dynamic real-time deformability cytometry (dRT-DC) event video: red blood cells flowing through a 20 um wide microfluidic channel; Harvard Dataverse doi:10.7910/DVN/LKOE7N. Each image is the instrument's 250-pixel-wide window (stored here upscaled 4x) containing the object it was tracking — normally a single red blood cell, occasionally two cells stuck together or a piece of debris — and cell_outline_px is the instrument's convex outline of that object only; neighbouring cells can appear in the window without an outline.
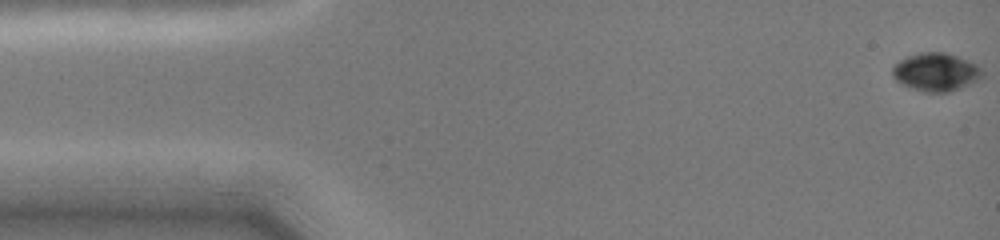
{"species": "common noctule bat (a hibernating species)", "species_latin": "Nyctalus noctula", "temperature_condition": "cold", "stored_images_in_passage": 19, "camera_frame_rate_fps": 3000, "um_per_image_px": 0.085, "animal": {"sex": "female", "body_mass_g": 19.0, "forearm_length_mm": 51.5}, "frame": {"image": 1, "passage_image": 1, "time_ms": 0.0, "image_size_px": [1000, 240], "cell_outline_px": [[984, 76], [960, 88], [948, 92], [924, 92], [900, 84], [892, 76], [892, 68], [900, 60], [908, 56], [920, 52], [944, 52], [956, 56], [976, 64], [984, 72]], "centroid_in_image_um": [79.53, 6.12], "position_along_channel_um": 5.5, "area_um2": 19.83}}
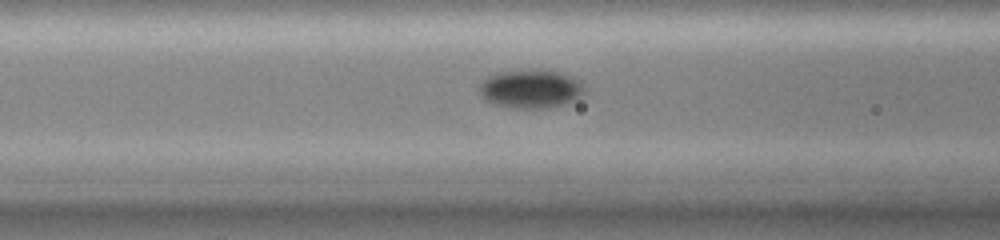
{"frame": {"image": 2, "passage_image": 14, "time_ms": 6.0, "image_size_px": [1000, 240], "cell_outline_px": [[588, 88], [580, 96], [572, 100], [548, 108], [508, 108], [492, 104], [484, 100], [480, 96], [480, 84], [488, 76], [496, 72], [536, 68], [548, 68], [560, 72], [576, 80]], "centroid_in_image_um": [45.06, 7.53], "position_along_channel_um": 121.5, "area_um2": 24.04}}
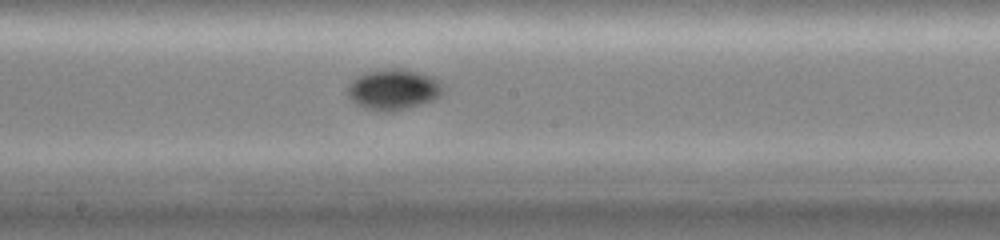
{"frame": {"image": 3, "passage_image": 19, "time_ms": 8.333, "image_size_px": [1000, 240], "cell_outline_px": [[444, 92], [440, 96], [424, 104], [396, 112], [380, 112], [364, 108], [356, 104], [344, 92], [348, 84], [356, 76], [364, 72], [392, 68], [404, 68], [420, 72], [432, 76], [440, 80], [444, 88]], "centroid_in_image_um": [33.44, 7.61], "position_along_channel_um": 214.8, "area_um2": 23.47}}